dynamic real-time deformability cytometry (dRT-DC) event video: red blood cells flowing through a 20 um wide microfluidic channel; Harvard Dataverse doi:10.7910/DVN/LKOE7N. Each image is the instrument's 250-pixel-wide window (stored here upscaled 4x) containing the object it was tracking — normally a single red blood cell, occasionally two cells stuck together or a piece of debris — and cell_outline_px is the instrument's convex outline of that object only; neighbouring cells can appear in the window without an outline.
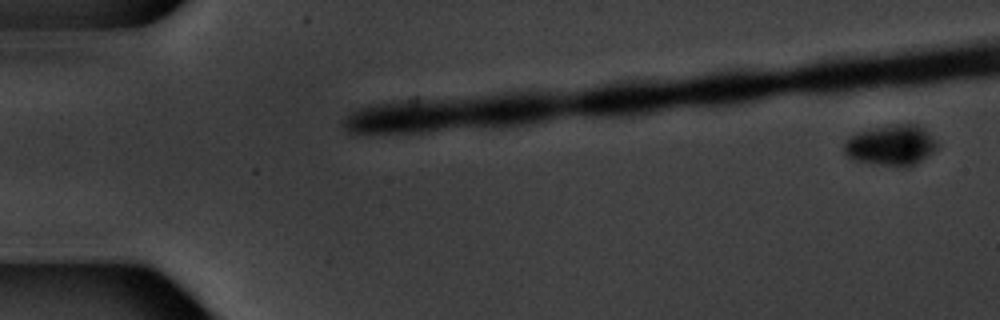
{"species": "common noctule bat (a hibernating species)", "species_latin": "Nyctalus noctula", "temperature_condition": "warm", "stored_images_in_passage": 4, "camera_frame_rate_fps": 3000, "um_per_image_px": 0.085, "animal": {"sex": "male", "body_mass_g": 20.1, "forearm_length_mm": 53.5}, "frame": {"image": 1, "passage_image": 1, "time_ms": 0.0, "image_size_px": [1000, 320], "cell_outline_px": [[940, 144], [928, 156], [916, 164], [908, 168], [896, 168], [852, 160], [844, 152], [844, 144], [852, 136], [860, 132], [900, 124], [912, 124], [920, 128], [936, 140]], "centroid_in_image_um": [75.76, 12.42], "position_along_channel_um": 9.2, "area_um2": 21.73}}